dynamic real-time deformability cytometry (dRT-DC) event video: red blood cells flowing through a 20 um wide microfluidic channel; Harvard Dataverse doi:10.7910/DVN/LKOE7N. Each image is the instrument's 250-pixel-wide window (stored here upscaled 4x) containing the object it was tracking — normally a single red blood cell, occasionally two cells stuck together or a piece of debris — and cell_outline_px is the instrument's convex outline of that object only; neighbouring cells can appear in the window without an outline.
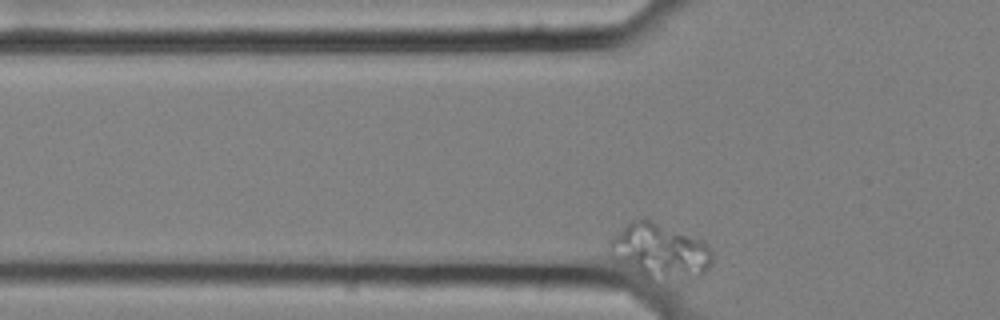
{"species": "common noctule bat (a hibernating species)", "species_latin": "Nyctalus noctula", "temperature_condition": "cold", "stored_images_in_passage": 3, "camera_frame_rate_fps": 3000, "um_per_image_px": 0.085, "animal": {"sex": "female", "body_mass_g": 25.1}, "frame": {"image": 1, "passage_image": 3, "time_ms": 0.667, "image_size_px": [1000, 320], "cell_outline_px": [[712, 264], [704, 276], [644, 276], [616, 260], [612, 256], [608, 244], [632, 220], [648, 220], [704, 240], [712, 252]], "centroid_in_image_um": [56.15, 21.31], "position_along_channel_um": 69.7, "area_um2": 31.21}}